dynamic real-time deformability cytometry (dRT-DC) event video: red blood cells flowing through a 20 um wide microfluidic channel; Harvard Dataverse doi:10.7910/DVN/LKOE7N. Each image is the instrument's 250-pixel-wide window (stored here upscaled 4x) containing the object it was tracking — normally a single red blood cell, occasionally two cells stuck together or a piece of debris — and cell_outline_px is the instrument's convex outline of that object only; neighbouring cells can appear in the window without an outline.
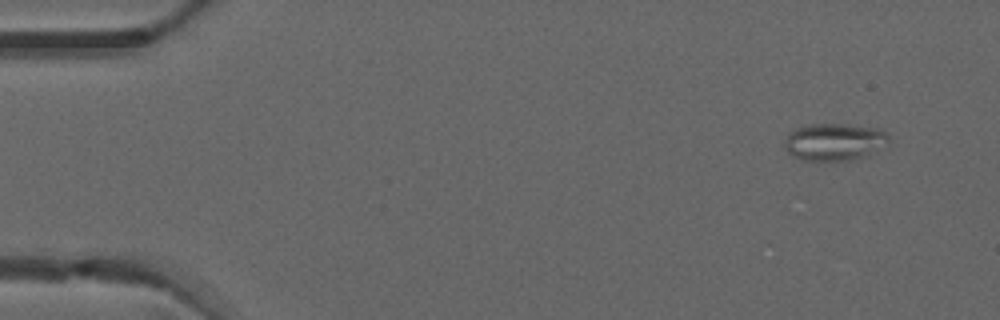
{"species": "common noctule bat (a hibernating species)", "species_latin": "Nyctalus noctula", "temperature_condition": "warm", "stored_images_in_passage": 4, "camera_frame_rate_fps": 3000, "um_per_image_px": 0.085, "animal": {"sex": "male", "forearm_length_mm": 52.5}, "frame": {"image": 1, "passage_image": 1, "time_ms": 0.0, "image_size_px": [1000, 320], "cell_outline_px": [[888, 140], [868, 156], [848, 160], [800, 160], [788, 152], [784, 148], [784, 140], [788, 132], [804, 124], [844, 124], [876, 128], [884, 132], [888, 136]], "centroid_in_image_um": [70.83, 12.05], "position_along_channel_um": 14.2, "area_um2": 22.48}}
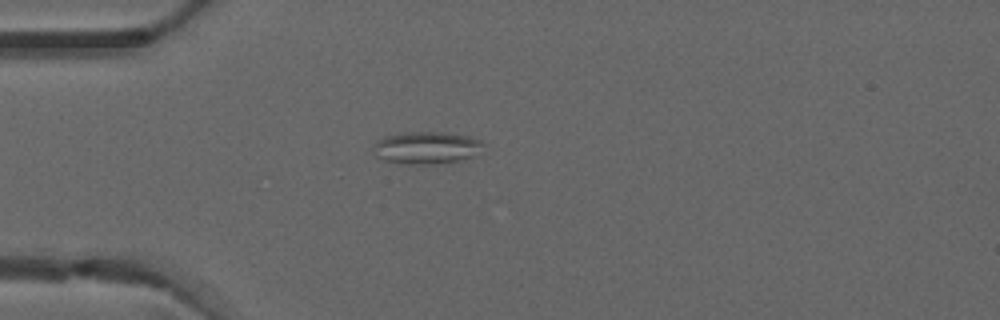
{"frame": {"image": 2, "passage_image": 3, "time_ms": 0.667, "image_size_px": [1000, 320], "cell_outline_px": [[484, 144], [472, 156], [456, 160], [432, 164], [408, 164], [384, 160], [376, 156], [376, 144], [380, 140], [388, 136], [412, 132], [444, 132], [468, 136], [480, 140]], "centroid_in_image_um": [36.27, 12.55], "position_along_channel_um": 48.7, "area_um2": 19.88}}